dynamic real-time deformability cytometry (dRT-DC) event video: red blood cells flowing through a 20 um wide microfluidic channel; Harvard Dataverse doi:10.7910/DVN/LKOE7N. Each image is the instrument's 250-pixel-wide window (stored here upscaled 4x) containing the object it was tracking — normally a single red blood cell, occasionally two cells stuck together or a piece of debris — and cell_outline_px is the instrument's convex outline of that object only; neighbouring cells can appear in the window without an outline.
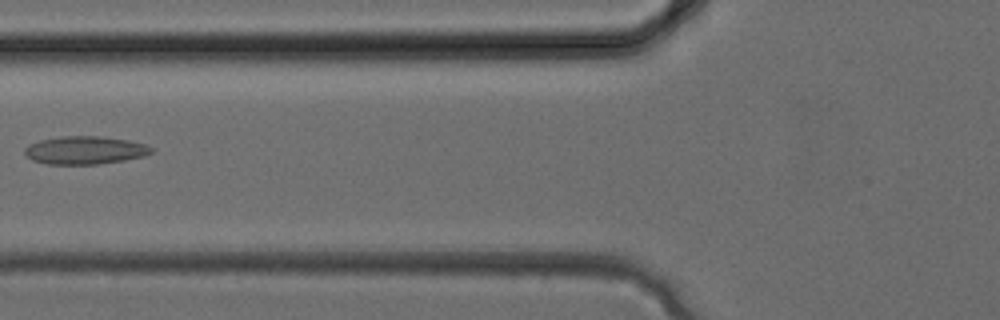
{"species": "common noctule bat (a hibernating species)", "species_latin": "Nyctalus noctula", "temperature_condition": "cold", "stored_images_in_passage": 22, "camera_frame_rate_fps": 3000, "um_per_image_px": 0.085, "animal": {"sex": "female", "body_mass_g": 24.6, "forearm_length_mm": 56.2}, "frame": {"image": 1, "passage_image": 13, "time_ms": 4.0, "image_size_px": [1000, 320], "cell_outline_px": [[152, 152], [144, 156], [124, 160], [96, 164], [48, 164], [32, 160], [24, 152], [24, 148], [28, 144], [40, 140], [64, 136], [100, 136], [128, 140], [144, 144], [152, 148]], "centroid_in_image_um": [7.2, 12.76], "position_along_channel_um": 118.6, "area_um2": 20.52}}
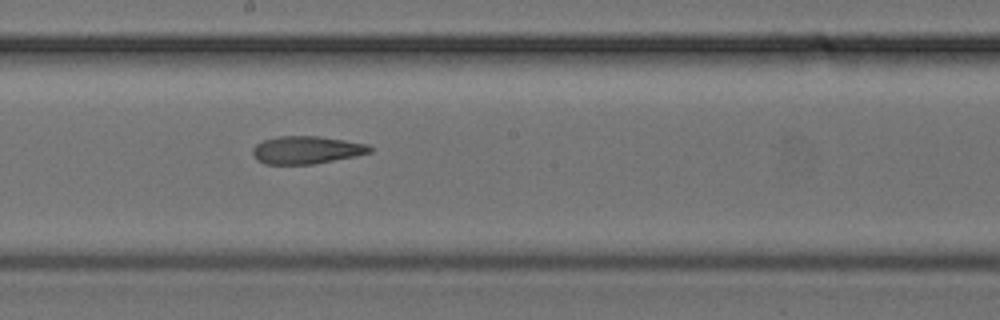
{"frame": {"image": 2, "passage_image": 18, "time_ms": 5.667, "image_size_px": [1000, 320], "cell_outline_px": [[372, 152], [356, 156], [312, 164], [264, 164], [256, 160], [252, 152], [252, 148], [256, 144], [264, 140], [276, 136], [320, 136], [368, 144], [372, 148]], "centroid_in_image_um": [26.04, 12.74], "position_along_channel_um": 222.2, "area_um2": 19.02}}
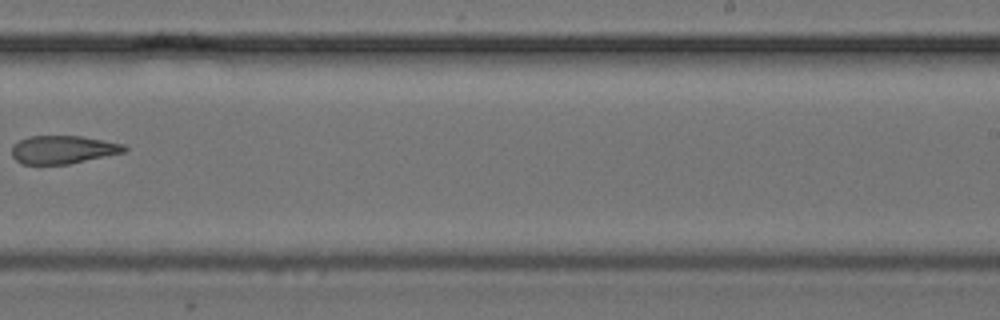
{"frame": {"image": 3, "passage_image": 21, "time_ms": 6.667, "image_size_px": [1000, 320], "cell_outline_px": [[128, 148], [124, 152], [68, 164], [20, 164], [12, 156], [12, 144], [28, 136], [80, 136], [104, 140], [124, 144]], "centroid_in_image_um": [5.32, 12.71], "position_along_channel_um": 283.7, "area_um2": 18.44}}